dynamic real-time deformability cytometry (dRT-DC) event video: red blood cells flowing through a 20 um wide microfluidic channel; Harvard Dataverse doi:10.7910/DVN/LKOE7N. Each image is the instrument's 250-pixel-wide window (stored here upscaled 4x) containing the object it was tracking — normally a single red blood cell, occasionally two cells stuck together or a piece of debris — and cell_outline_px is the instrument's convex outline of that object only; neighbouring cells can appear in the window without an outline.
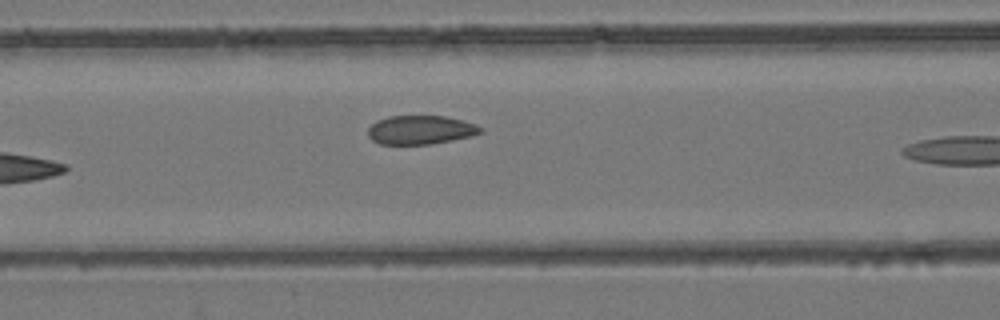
{"species": "common noctule bat (a hibernating species)", "species_latin": "Nyctalus noctula", "temperature_condition": "room temperature", "stored_images_in_passage": 9, "camera_frame_rate_fps": 3000, "um_per_image_px": 0.085, "animal": {"sex": "female", "body_mass_g": 24.6, "forearm_length_mm": 56.2}, "frame": {"image": 1, "passage_image": 8, "time_ms": 8.0, "image_size_px": [1000, 320], "cell_outline_px": [[484, 132], [472, 136], [452, 140], [428, 144], [380, 144], [372, 140], [368, 136], [368, 128], [376, 120], [388, 116], [444, 116], [476, 124], [484, 128]], "centroid_in_image_um": [35.75, 11.04], "position_along_channel_um": 130.9, "area_um2": 18.96}}